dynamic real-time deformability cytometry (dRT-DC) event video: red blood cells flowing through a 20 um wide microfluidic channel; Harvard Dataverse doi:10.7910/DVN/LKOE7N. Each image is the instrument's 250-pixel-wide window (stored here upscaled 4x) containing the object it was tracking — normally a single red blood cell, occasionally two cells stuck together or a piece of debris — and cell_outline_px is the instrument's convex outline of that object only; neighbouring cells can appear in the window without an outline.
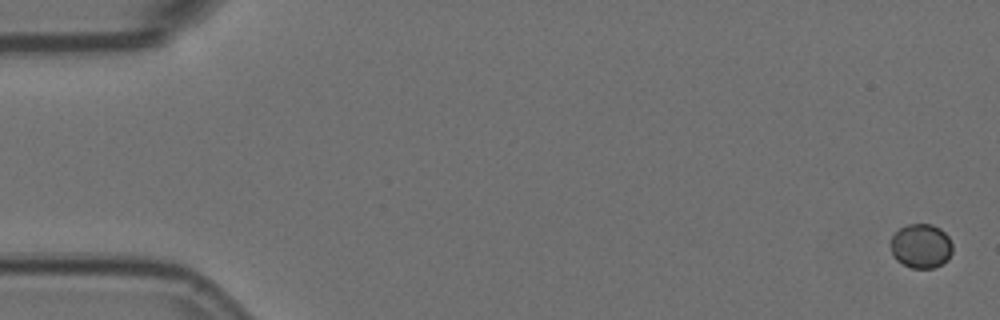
{"species": "Egyptian fruit bat (a non-hibernating species)", "species_latin": "Rousettus aegyptiacus", "temperature_condition": "room temperature", "stored_images_in_passage": 8, "camera_frame_rate_fps": 3000, "um_per_image_px": 0.085, "animal": {"sex": "female"}, "frame": {"image": 1, "passage_image": 1, "time_ms": 0.0, "image_size_px": [1000, 320], "cell_outline_px": [[952, 252], [948, 260], [932, 268], [912, 268], [896, 260], [892, 256], [888, 244], [888, 240], [900, 228], [908, 224], [932, 224], [940, 228], [948, 236], [952, 244]], "centroid_in_image_um": [78.25, 20.9], "position_along_channel_um": 6.8, "area_um2": 16.24}}
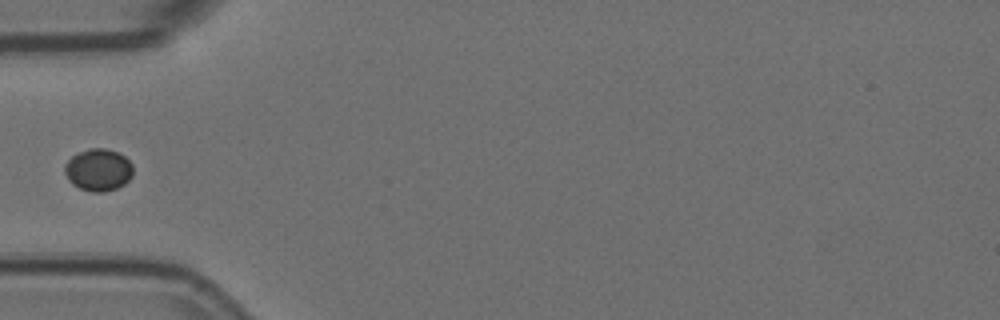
{"frame": {"image": 2, "passage_image": 5, "time_ms": 1.333, "image_size_px": [1000, 320], "cell_outline_px": [[132, 176], [124, 184], [116, 188], [104, 192], [92, 192], [80, 188], [72, 184], [68, 180], [64, 172], [64, 168], [68, 160], [72, 156], [88, 148], [104, 148], [116, 152], [124, 156], [132, 164]], "centroid_in_image_um": [8.35, 14.44], "position_along_channel_um": 76.7, "area_um2": 16.7}}
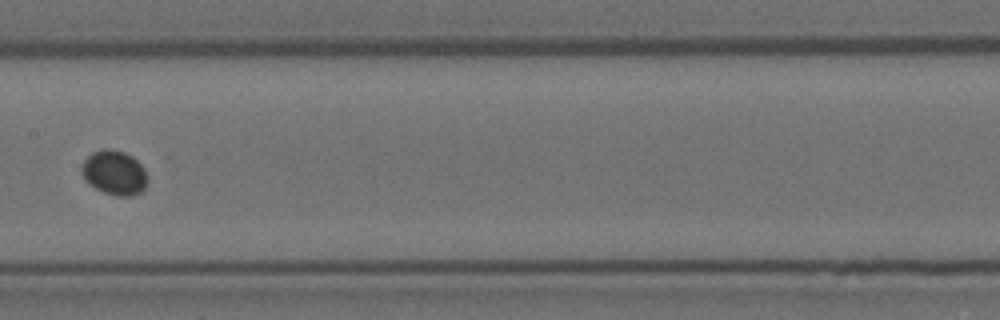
{"frame": {"image": 3, "passage_image": 8, "time_ms": 2.333, "image_size_px": [1000, 320], "cell_outline_px": [[148, 180], [144, 188], [140, 192], [132, 196], [116, 196], [104, 192], [88, 184], [84, 180], [80, 172], [80, 168], [84, 160], [92, 152], [104, 148], [108, 148], [124, 152], [132, 156], [144, 168], [148, 176]], "centroid_in_image_um": [9.7, 14.68], "position_along_channel_um": 197.7, "area_um2": 17.28}}